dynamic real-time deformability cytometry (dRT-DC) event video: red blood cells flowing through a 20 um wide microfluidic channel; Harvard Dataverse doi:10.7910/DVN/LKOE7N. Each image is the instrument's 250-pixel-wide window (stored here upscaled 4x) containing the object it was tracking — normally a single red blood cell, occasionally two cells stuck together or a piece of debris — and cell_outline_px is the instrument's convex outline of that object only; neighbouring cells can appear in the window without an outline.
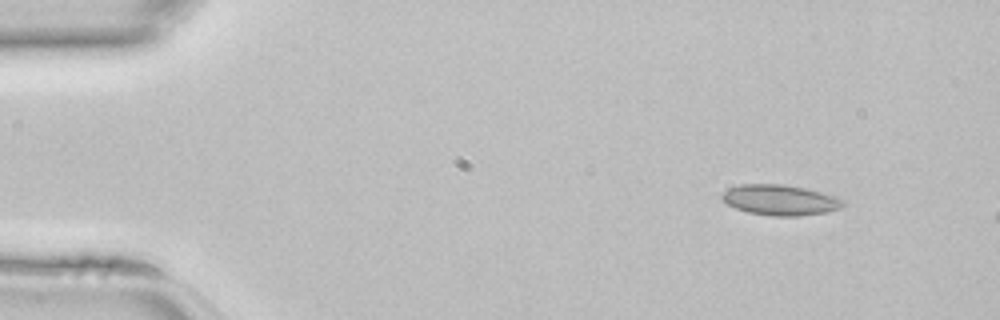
{"species": "common noctule bat (a hibernating species)", "species_latin": "Nyctalus noctula", "temperature_condition": "room temperature", "stored_images_in_passage": 10, "camera_frame_rate_fps": 3000, "um_per_image_px": 0.085, "animal": {"sex": "female", "body_mass_g": 22.7, "forearm_length_mm": 54.2}, "frame": {"image": 1, "passage_image": 4, "time_ms": 1.0, "image_size_px": [1000, 320], "cell_outline_px": [[844, 204], [840, 208], [824, 212], [800, 216], [772, 216], [748, 212], [736, 208], [728, 204], [720, 196], [728, 188], [740, 184], [784, 184], [804, 188], [836, 196], [844, 200]], "centroid_in_image_um": [66.3, 16.99], "position_along_channel_um": 18.7, "area_um2": 21.39}}